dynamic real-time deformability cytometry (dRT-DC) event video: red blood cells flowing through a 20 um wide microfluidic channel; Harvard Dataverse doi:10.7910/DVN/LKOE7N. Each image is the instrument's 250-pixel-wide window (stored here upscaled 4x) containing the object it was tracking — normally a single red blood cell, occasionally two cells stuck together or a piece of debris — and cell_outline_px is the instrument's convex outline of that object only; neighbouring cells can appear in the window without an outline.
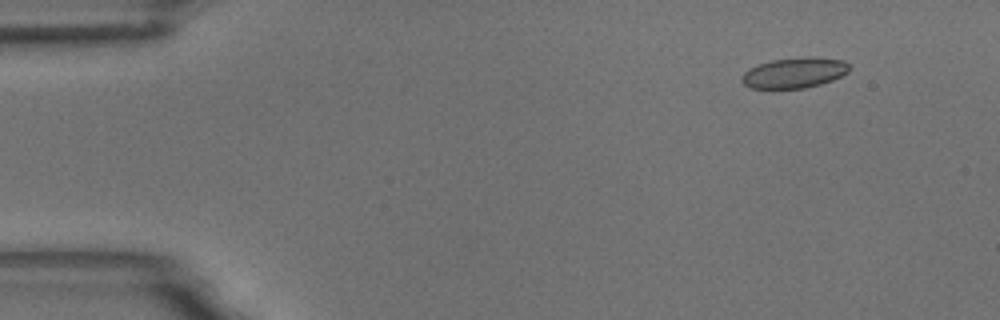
{"species": "common noctule bat (a hibernating species)", "species_latin": "Nyctalus noctula", "temperature_condition": "room temperature", "stored_images_in_passage": 54, "camera_frame_rate_fps": 3000, "um_per_image_px": 0.085, "animal": {"sex": "male", "body_mass_g": 18.8}, "frame": {"image": 1, "passage_image": 1, "time_ms": 0.0, "image_size_px": [1000, 320], "cell_outline_px": [[848, 72], [832, 80], [820, 84], [804, 88], [748, 88], [740, 80], [740, 76], [748, 68], [772, 60], [808, 56], [816, 56], [844, 60], [848, 64]], "centroid_in_image_um": [67.5, 6.18], "position_along_channel_um": 17.5, "area_um2": 19.19}}
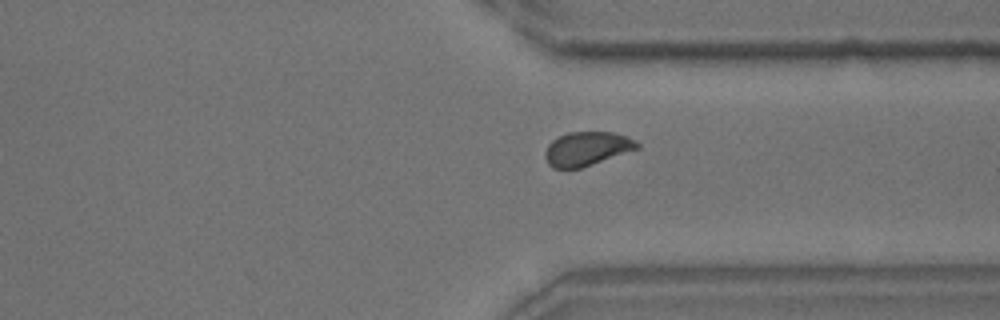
{"frame": {"image": 2, "passage_image": 39, "time_ms": 12.667, "image_size_px": [1000, 320], "cell_outline_px": [[640, 148], [580, 168], [552, 168], [548, 164], [544, 156], [544, 152], [548, 144], [556, 136], [568, 132], [612, 132], [636, 140], [640, 144]], "centroid_in_image_um": [49.85, 12.63], "position_along_channel_um": 361.5, "area_um2": 18.26}}
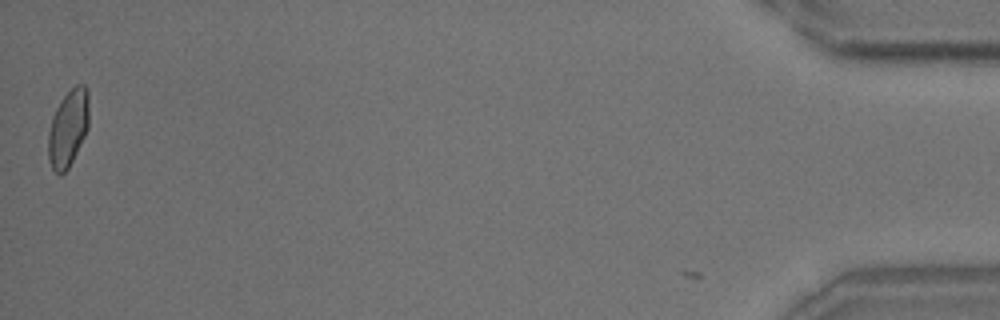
{"frame": {"image": 3, "passage_image": 53, "time_ms": 17.333, "image_size_px": [1000, 320], "cell_outline_px": [[88, 128], [68, 168], [60, 176], [52, 168], [48, 160], [48, 132], [52, 116], [60, 100], [76, 84], [84, 84], [88, 92]], "centroid_in_image_um": [5.77, 10.89], "position_along_channel_um": 429.4, "area_um2": 18.15}, "authors_computed_cell_mechanics": {"area_um2": 18.6694, "velocity_mm_per_s": 3.4655, "shape_relaxation_time_tau1_ms": 5.7072, "shape_relaxation_time_tau2_ms": null, "deformation_change_tau1": 0.1159, "deformation_change_tau2": null}}